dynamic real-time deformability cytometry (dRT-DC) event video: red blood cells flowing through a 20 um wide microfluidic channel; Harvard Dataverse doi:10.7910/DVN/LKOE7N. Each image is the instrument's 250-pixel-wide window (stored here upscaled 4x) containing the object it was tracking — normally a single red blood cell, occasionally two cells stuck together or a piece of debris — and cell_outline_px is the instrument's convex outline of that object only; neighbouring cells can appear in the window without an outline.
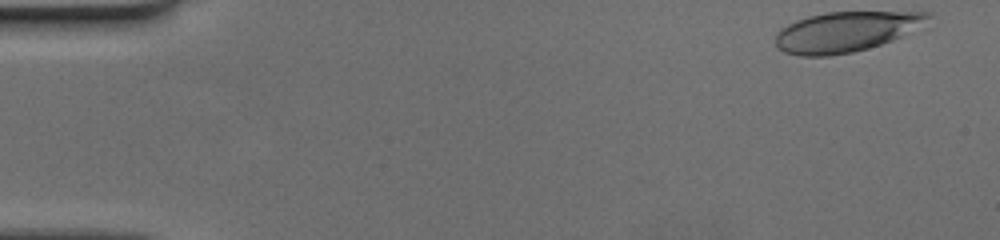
{"species": "human", "species_latin": "Homo sapiens", "temperature_condition": "cold", "stored_images_in_passage": 50, "camera_frame_rate_fps": 3000, "um_per_image_px": 0.085, "donor": {"sex": "female"}, "frame": {"image": 1, "passage_image": 1, "time_ms": 0.0, "image_size_px": [1000, 240], "cell_outline_px": [[932, 16], [900, 36], [892, 40], [868, 48], [852, 52], [828, 56], [800, 56], [784, 52], [776, 48], [776, 32], [780, 28], [796, 20], [808, 16], [828, 12], [932, 12]], "centroid_in_image_um": [71.79, 2.7], "position_along_channel_um": 13.2, "area_um2": 35.2}}
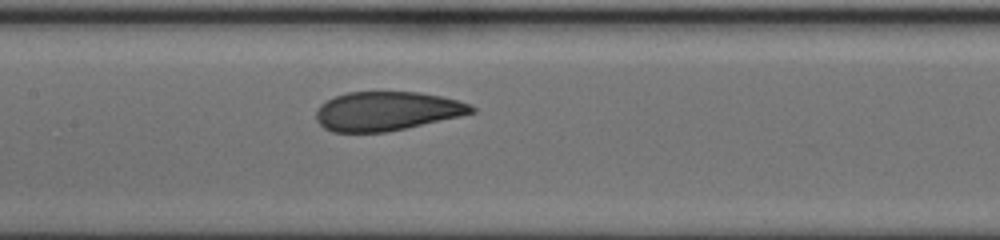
{"frame": {"image": 2, "passage_image": 24, "time_ms": 7.667, "image_size_px": [1000, 240], "cell_outline_px": [[476, 112], [460, 116], [404, 128], [384, 132], [332, 132], [324, 128], [316, 120], [316, 112], [320, 104], [336, 96], [348, 92], [420, 92], [440, 96], [472, 104], [476, 108]], "centroid_in_image_um": [32.88, 9.44], "position_along_channel_um": 174.5, "area_um2": 35.14}}
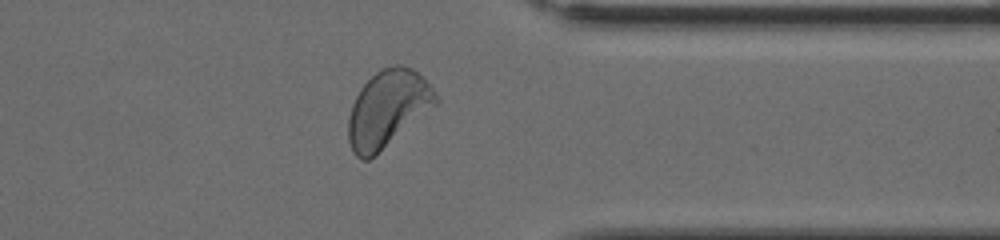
{"frame": {"image": 3, "passage_image": 40, "time_ms": 13.0, "image_size_px": [1000, 240], "cell_outline_px": [[440, 100], [436, 104], [376, 156], [368, 160], [360, 160], [352, 152], [348, 140], [348, 116], [352, 104], [360, 88], [380, 68], [392, 64], [400, 64], [412, 68], [436, 92]], "centroid_in_image_um": [32.92, 9.26], "position_along_channel_um": 378.5, "area_um2": 39.13}}